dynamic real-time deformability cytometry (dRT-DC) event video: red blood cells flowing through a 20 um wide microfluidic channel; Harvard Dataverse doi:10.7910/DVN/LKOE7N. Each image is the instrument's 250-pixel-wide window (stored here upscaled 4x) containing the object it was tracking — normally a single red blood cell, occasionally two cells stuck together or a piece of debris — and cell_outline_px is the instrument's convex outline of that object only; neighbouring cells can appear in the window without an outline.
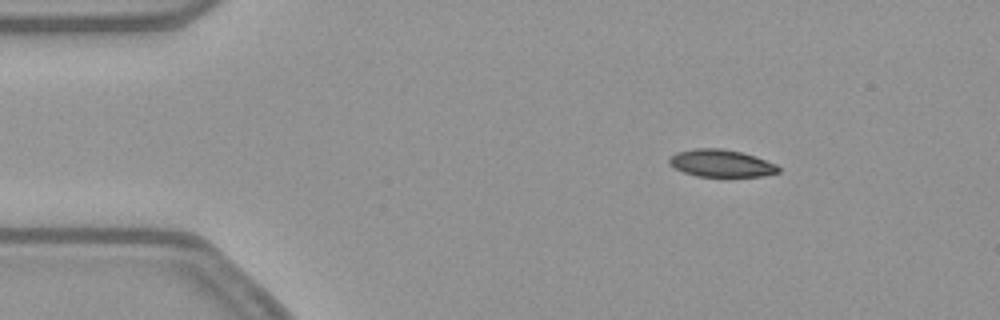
{"species": "common noctule bat (a hibernating species)", "species_latin": "Nyctalus noctula", "temperature_condition": "warm", "stored_images_in_passage": 52, "camera_frame_rate_fps": 3000, "um_per_image_px": 0.085, "animal": {"sex": "female", "body_mass_g": 21.9}, "frame": {"image": 1, "passage_image": 7, "time_ms": 2.0, "image_size_px": [1000, 320], "cell_outline_px": [[780, 172], [764, 176], [696, 176], [684, 172], [676, 168], [668, 160], [676, 152], [696, 148], [720, 148], [740, 152], [756, 156], [776, 164], [780, 168]], "centroid_in_image_um": [61.34, 13.87], "position_along_channel_um": 23.7, "area_um2": 17.22}}
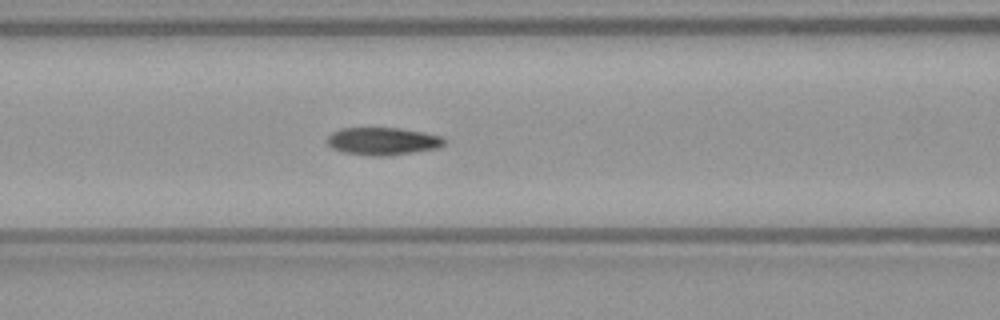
{"frame": {"image": 2, "passage_image": 21, "time_ms": 6.667, "image_size_px": [1000, 320], "cell_outline_px": [[448, 140], [444, 144], [436, 148], [412, 152], [384, 156], [372, 156], [344, 152], [332, 148], [328, 144], [328, 136], [332, 132], [340, 128], [400, 128], [424, 132], [440, 136]], "centroid_in_image_um": [32.53, 11.99], "position_along_channel_um": 134.1, "area_um2": 18.73}}
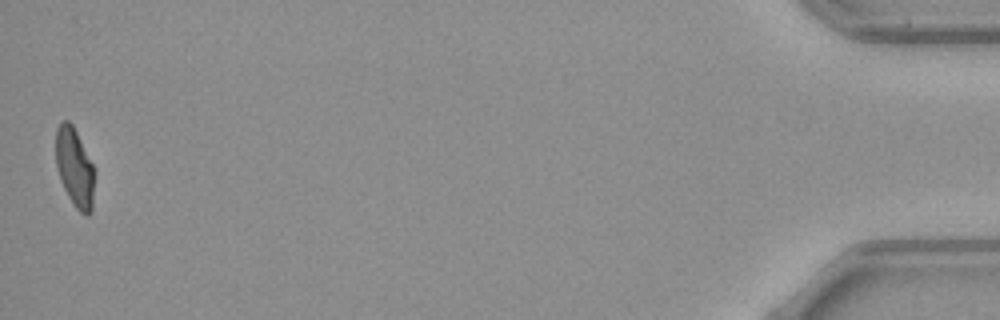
{"frame": {"image": 3, "passage_image": 52, "time_ms": 17.0, "image_size_px": [1000, 320], "cell_outline_px": [[96, 172], [92, 212], [88, 216], [84, 216], [76, 208], [68, 196], [60, 180], [56, 164], [56, 128], [64, 120], [68, 120], [72, 124], [96, 168]], "centroid_in_image_um": [6.39, 14.28], "position_along_channel_um": 428.8, "area_um2": 18.26}, "authors_computed_cell_mechanics": {"area_um2": 18.6694, "velocity_mm_per_s": 3.8542, "shape_relaxation_time_tau1_ms": 6.3955, "shape_relaxation_time_tau2_ms": 2.2682, "deformation_change_tau1": 0.1916, "deformation_change_tau2": 0.0813}}